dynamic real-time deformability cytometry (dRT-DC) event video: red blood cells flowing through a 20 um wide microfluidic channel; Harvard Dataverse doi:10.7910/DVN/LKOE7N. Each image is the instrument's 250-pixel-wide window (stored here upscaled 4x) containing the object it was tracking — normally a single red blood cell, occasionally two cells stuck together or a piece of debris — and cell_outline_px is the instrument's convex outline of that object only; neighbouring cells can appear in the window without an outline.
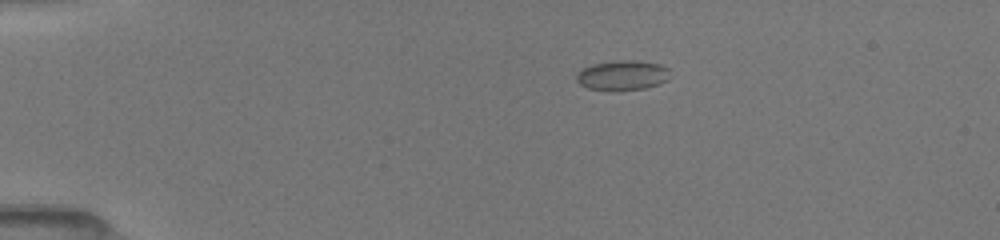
{"species": "common noctule bat (a hibernating species)", "species_latin": "Nyctalus noctula", "temperature_condition": "room temperature", "stored_images_in_passage": 42, "camera_frame_rate_fps": 3000, "um_per_image_px": 0.085, "animal": {"sex": "female", "body_mass_g": 19.5, "forearm_length_mm": 54.1}, "frame": {"image": 1, "passage_image": 2, "time_ms": 0.333, "image_size_px": [1000, 240], "cell_outline_px": [[668, 80], [660, 84], [644, 88], [588, 88], [580, 84], [576, 80], [576, 72], [592, 64], [616, 60], [636, 60], [660, 64], [668, 68]], "centroid_in_image_um": [52.92, 6.35], "position_along_channel_um": 32.1, "area_um2": 15.78}}
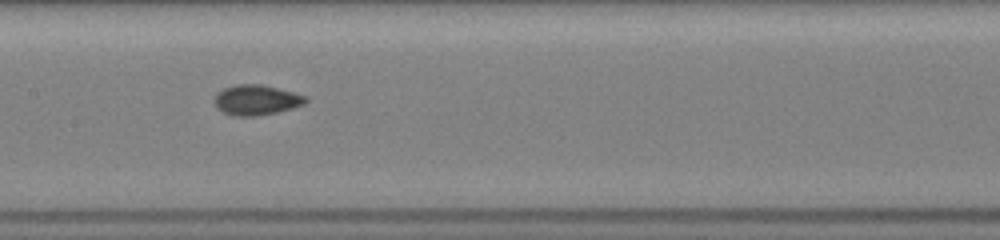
{"frame": {"image": 2, "passage_image": 18, "time_ms": 5.667, "image_size_px": [1000, 240], "cell_outline_px": [[308, 100], [304, 104], [292, 108], [276, 112], [256, 116], [232, 116], [216, 108], [212, 100], [216, 92], [224, 88], [236, 84], [260, 84], [308, 96]], "centroid_in_image_um": [21.74, 8.5], "position_along_channel_um": 185.7, "area_um2": 16.18}}
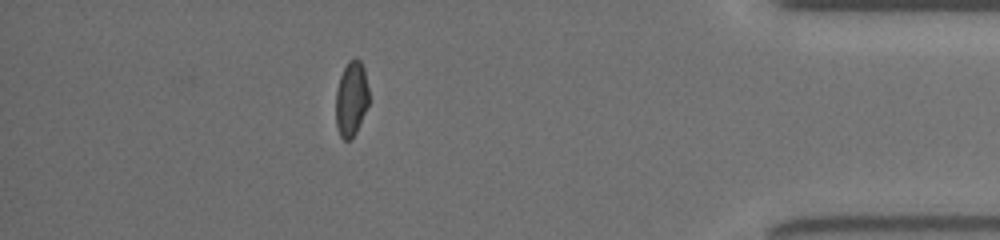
{"frame": {"image": 3, "passage_image": 37, "time_ms": 12.0, "image_size_px": [1000, 240], "cell_outline_px": [[368, 104], [356, 132], [352, 140], [344, 140], [340, 136], [336, 124], [336, 92], [340, 76], [348, 60], [356, 56], [360, 60], [364, 68], [368, 88]], "centroid_in_image_um": [29.85, 8.38], "position_along_channel_um": 405.3, "area_um2": 14.51}, "authors_computed_cell_mechanics": {"area_um2": 15.2014, "velocity_mm_per_s": 4.0714, "shape_relaxation_time_tau1_ms": null, "shape_relaxation_time_tau2_ms": 1.62, "deformation_change_tau1": null, "deformation_change_tau2": 0.0526}}